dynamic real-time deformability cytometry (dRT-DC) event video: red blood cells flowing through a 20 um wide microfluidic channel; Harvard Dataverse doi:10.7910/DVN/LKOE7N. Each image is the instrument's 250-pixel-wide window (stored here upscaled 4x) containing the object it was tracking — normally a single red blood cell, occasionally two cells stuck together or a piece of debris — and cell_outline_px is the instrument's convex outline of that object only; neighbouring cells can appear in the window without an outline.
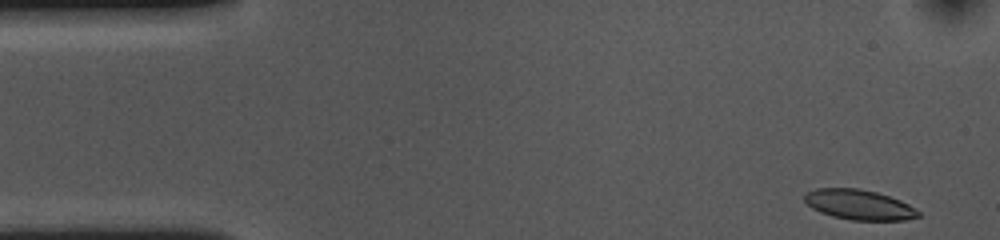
{"species": "common noctule bat (a hibernating species)", "species_latin": "Nyctalus noctula", "temperature_condition": "cold", "stored_images_in_passage": 48, "camera_frame_rate_fps": 3000, "um_per_image_px": 0.085, "animal": {"sex": "female", "body_mass_g": 10.0, "forearm_length_mm": 53.1}, "frame": {"image": 1, "passage_image": 1, "time_ms": 0.0, "image_size_px": [1000, 240], "cell_outline_px": [[920, 216], [904, 220], [852, 220], [832, 216], [820, 212], [812, 208], [804, 200], [804, 196], [808, 192], [816, 188], [860, 188], [876, 192], [900, 200], [916, 208], [920, 212]], "centroid_in_image_um": [73.03, 17.4], "position_along_channel_um": 12.0, "area_um2": 19.88}}
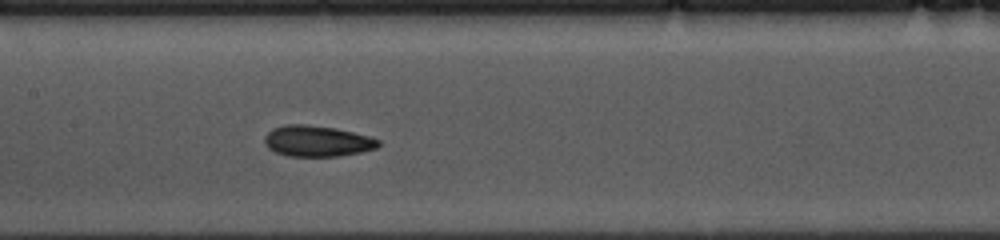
{"frame": {"image": 2, "passage_image": 23, "time_ms": 7.333, "image_size_px": [1000, 240], "cell_outline_px": [[380, 144], [376, 148], [360, 152], [340, 156], [288, 156], [276, 152], [268, 148], [264, 144], [264, 136], [272, 128], [284, 124], [304, 124], [336, 128], [368, 136], [380, 140]], "centroid_in_image_um": [26.92, 11.99], "position_along_channel_um": 180.5, "area_um2": 20.58}}
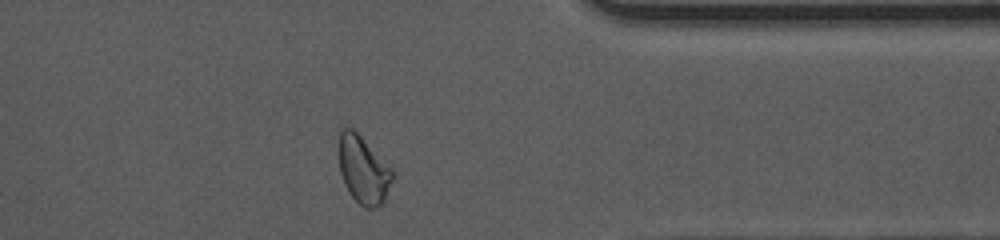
{"frame": {"image": 3, "passage_image": 41, "time_ms": 13.333, "image_size_px": [1000, 240], "cell_outline_px": [[392, 180], [384, 200], [380, 204], [372, 208], [364, 208], [348, 192], [344, 184], [340, 172], [340, 128], [352, 128], [392, 168]], "centroid_in_image_um": [30.88, 14.45], "position_along_channel_um": 380.5, "area_um2": 20.58}, "authors_computed_cell_mechanics": {"area_um2": 20.6924, "velocity_mm_per_s": 3.591, "shape_relaxation_time_tau1_ms": 3.8271, "shape_relaxation_time_tau2_ms": 3.8586, "deformation_change_tau1": 0.0986, "deformation_change_tau2": 0.0885}}